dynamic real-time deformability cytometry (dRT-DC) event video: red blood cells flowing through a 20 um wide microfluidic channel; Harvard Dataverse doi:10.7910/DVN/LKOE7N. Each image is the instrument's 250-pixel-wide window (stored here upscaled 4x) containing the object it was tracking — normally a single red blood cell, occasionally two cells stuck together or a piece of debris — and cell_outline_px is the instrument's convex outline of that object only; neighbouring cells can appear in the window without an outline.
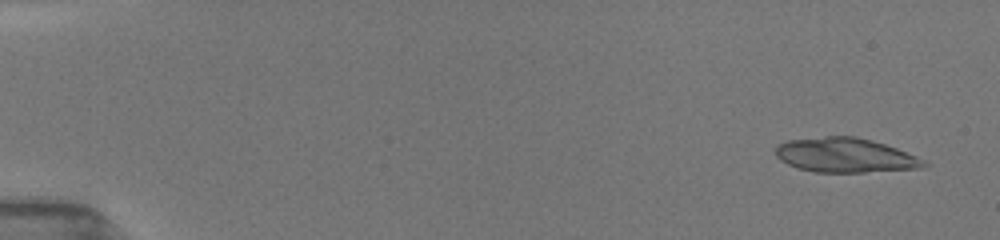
{"species": "common noctule bat (a hibernating species)", "species_latin": "Nyctalus noctula", "temperature_condition": "room temperature", "stored_images_in_passage": 38, "camera_frame_rate_fps": 3000, "um_per_image_px": 0.085, "animal": {"sex": "female", "body_mass_g": 19.5, "forearm_length_mm": 54.1}, "frame": {"image": 1, "passage_image": 2, "time_ms": 0.667, "image_size_px": [1000, 240], "cell_outline_px": [[928, 164], [920, 168], [864, 172], [816, 172], [800, 168], [788, 164], [780, 160], [776, 156], [776, 144], [788, 140], [824, 136], [856, 136], [872, 140], [896, 148], [916, 156], [924, 160]], "centroid_in_image_um": [71.82, 13.18], "position_along_channel_um": 13.2, "area_um2": 29.65}}
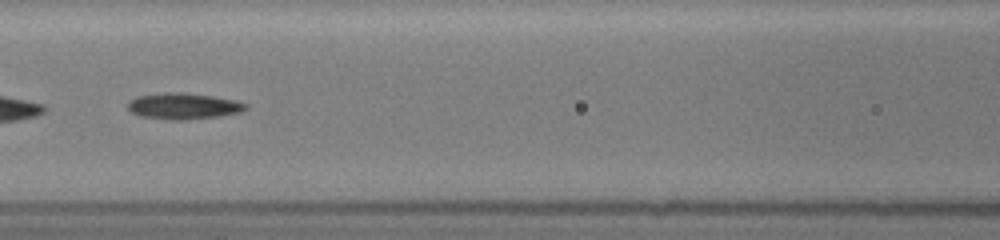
{"frame": {"image": 2, "passage_image": 24, "time_ms": 8.0, "image_size_px": [1000, 240], "cell_outline_px": [[248, 108], [240, 112], [216, 116], [184, 120], [168, 120], [140, 116], [132, 112], [128, 108], [128, 104], [136, 96], [164, 92], [180, 92], [212, 96], [236, 100], [248, 104]], "centroid_in_image_um": [15.59, 9.01], "position_along_channel_um": 151.0, "area_um2": 17.92}}
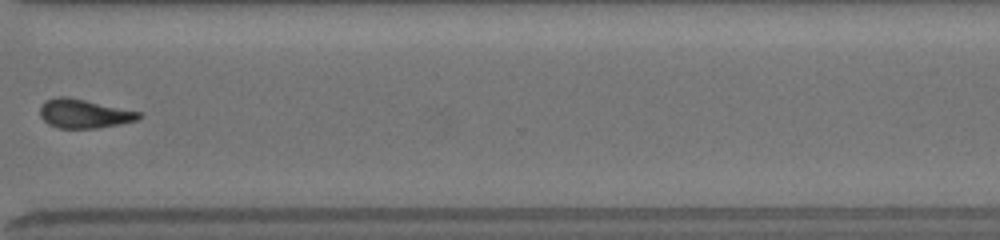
{"frame": {"image": 3, "passage_image": 34, "time_ms": 13.333, "image_size_px": [1000, 240], "cell_outline_px": [[144, 116], [136, 120], [120, 124], [96, 128], [60, 128], [48, 124], [40, 116], [40, 104], [44, 100], [56, 96], [68, 96], [140, 112]], "centroid_in_image_um": [7.11, 9.64], "position_along_channel_um": 363.5, "area_um2": 16.76}}